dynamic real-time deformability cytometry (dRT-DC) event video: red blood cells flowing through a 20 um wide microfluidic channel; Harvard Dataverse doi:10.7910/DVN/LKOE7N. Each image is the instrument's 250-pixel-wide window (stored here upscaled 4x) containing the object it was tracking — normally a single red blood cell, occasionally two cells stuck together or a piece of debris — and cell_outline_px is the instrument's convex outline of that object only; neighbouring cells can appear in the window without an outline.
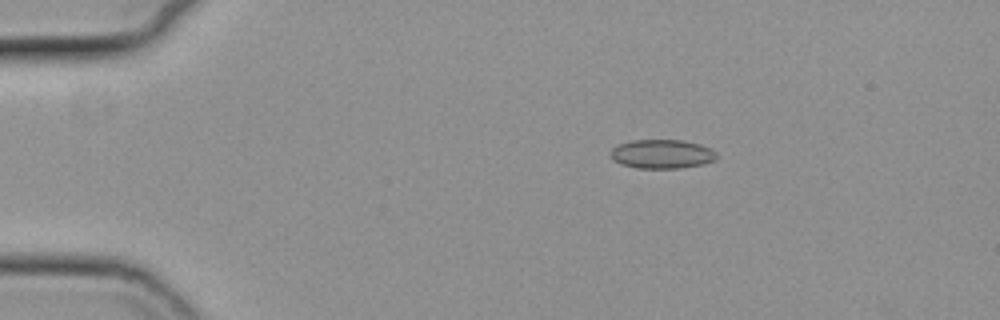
{"species": "common noctule bat (a hibernating species)", "species_latin": "Nyctalus noctula", "temperature_condition": "cold", "stored_images_in_passage": 56, "camera_frame_rate_fps": 3000, "um_per_image_px": 0.085, "animal": {"sex": "female", "body_mass_g": 19.3, "forearm_length_mm": 54.1}, "frame": {"image": 1, "passage_image": 10, "time_ms": 3.0, "image_size_px": [1000, 320], "cell_outline_px": [[716, 160], [704, 164], [680, 168], [636, 168], [620, 164], [612, 160], [608, 152], [612, 148], [620, 144], [632, 140], [680, 140], [700, 144], [716, 152]], "centroid_in_image_um": [56.23, 13.1], "position_along_channel_um": 28.8, "area_um2": 18.03}}
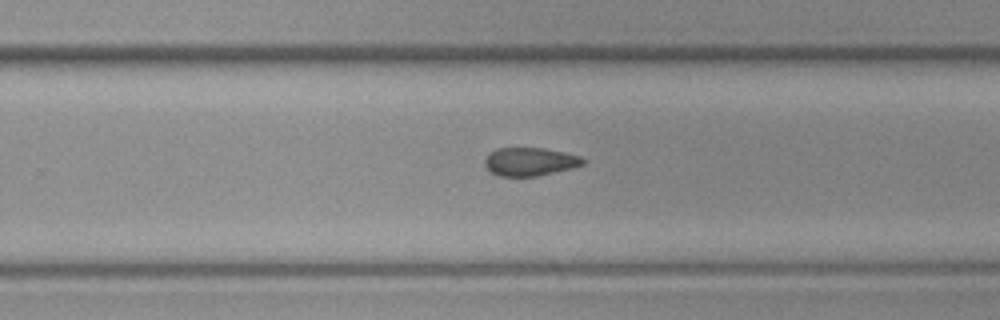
{"frame": {"image": 2, "passage_image": 36, "time_ms": 11.667, "image_size_px": [1000, 320], "cell_outline_px": [[588, 160], [584, 164], [572, 168], [536, 176], [500, 176], [492, 172], [484, 164], [484, 160], [496, 148], [544, 148], [564, 152], [580, 156]], "centroid_in_image_um": [45.09, 13.73], "position_along_channel_um": 284.7, "area_um2": 16.07}}
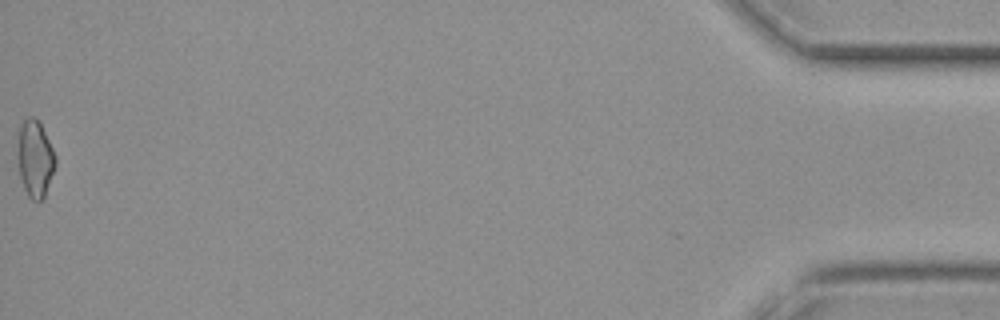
{"frame": {"image": 3, "passage_image": 56, "time_ms": 18.333, "image_size_px": [1000, 320], "cell_outline_px": [[56, 164], [44, 196], [40, 200], [32, 200], [28, 196], [24, 188], [20, 176], [16, 156], [16, 152], [20, 124], [28, 116], [32, 116], [40, 124], [56, 156]], "centroid_in_image_um": [2.94, 13.48], "position_along_channel_um": 432.3, "area_um2": 16.82}, "authors_computed_cell_mechanics": {"area_um2": 16.9354, "velocity_mm_per_s": 3.7431, "shape_relaxation_time_tau1_ms": 5.3678, "shape_relaxation_time_tau2_ms": 3.3975, "deformation_change_tau1": 0.0881, "deformation_change_tau2": 0.0905}}